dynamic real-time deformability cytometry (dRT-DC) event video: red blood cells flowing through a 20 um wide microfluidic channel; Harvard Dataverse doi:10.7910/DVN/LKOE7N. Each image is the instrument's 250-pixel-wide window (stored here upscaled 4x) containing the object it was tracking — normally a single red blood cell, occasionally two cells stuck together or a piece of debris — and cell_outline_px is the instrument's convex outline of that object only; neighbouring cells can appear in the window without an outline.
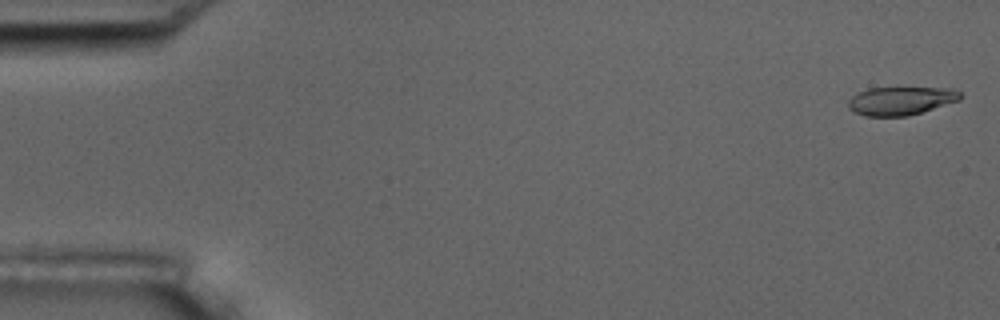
{"species": "common noctule bat (a hibernating species)", "species_latin": "Nyctalus noctula", "temperature_condition": "room temperature", "stored_images_in_passage": 6, "camera_frame_rate_fps": 3000, "um_per_image_px": 0.085, "animal": {"sex": "male", "body_mass_g": 17.5, "forearm_length_mm": 52.3}, "frame": {"image": 1, "passage_image": 1, "time_ms": 0.0, "image_size_px": [1000, 320], "cell_outline_px": [[964, 96], [960, 100], [908, 116], [864, 116], [848, 108], [848, 100], [852, 96], [868, 88], [952, 88], [960, 92]], "centroid_in_image_um": [76.59, 8.57], "position_along_channel_um": 8.4, "area_um2": 18.44}}
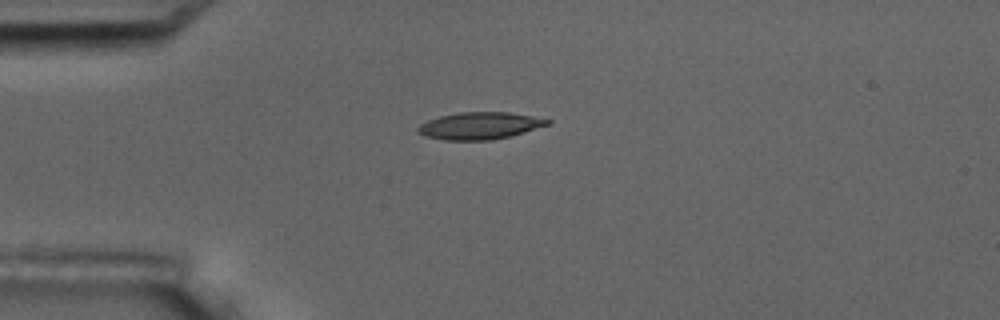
{"frame": {"image": 2, "passage_image": 5, "time_ms": 4.333, "image_size_px": [1000, 320], "cell_outline_px": [[552, 124], [524, 132], [492, 140], [444, 140], [424, 136], [416, 128], [420, 124], [428, 120], [440, 116], [460, 112], [508, 112], [532, 116], [552, 120]], "centroid_in_image_um": [40.79, 10.68], "position_along_channel_um": 44.2, "area_um2": 20.4}}